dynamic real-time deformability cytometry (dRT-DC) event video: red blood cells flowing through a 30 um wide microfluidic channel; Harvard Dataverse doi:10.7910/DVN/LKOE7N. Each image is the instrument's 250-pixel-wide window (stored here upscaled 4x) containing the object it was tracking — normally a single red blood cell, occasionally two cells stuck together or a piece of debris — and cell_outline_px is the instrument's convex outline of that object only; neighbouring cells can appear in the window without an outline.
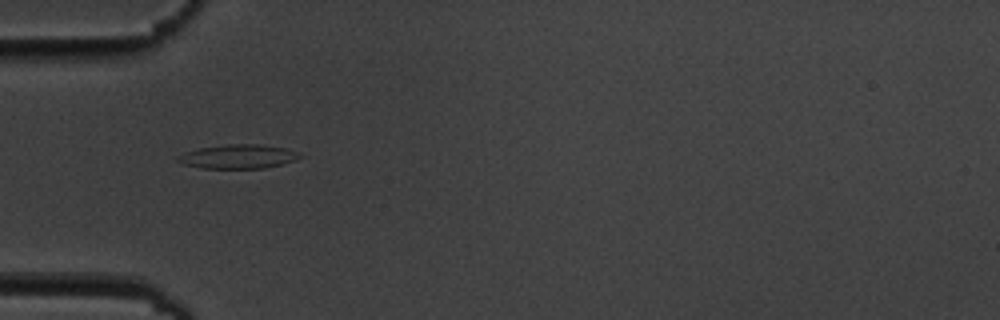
{"species": "common noctule bat (a hibernating species)", "species_latin": "Nyctalus noctula", "temperature_condition": "cold", "stored_images_in_passage": 2, "camera_frame_rate_fps": 3000, "um_per_image_px": 0.085, "animal": {"sex": "male", "body_mass_g": 19.5, "forearm_length_mm": 54.6}, "frame": {"image": 1, "passage_image": 1, "time_ms": 0.0, "image_size_px": [1000, 320], "cell_outline_px": [[300, 156], [296, 160], [264, 168], [200, 168], [184, 164], [176, 160], [176, 156], [184, 152], [200, 148], [228, 144], [256, 144], [284, 148], [296, 152]], "centroid_in_image_um": [20.17, 13.31], "position_along_channel_um": 64.8, "area_um2": 16.82}}
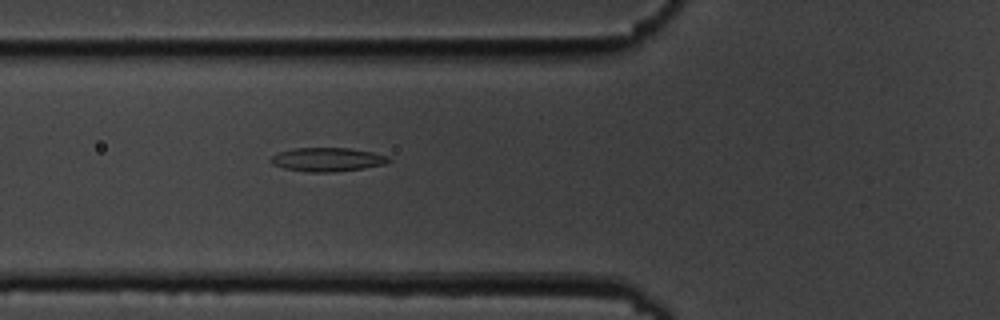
{"frame": {"image": 2, "passage_image": 2, "time_ms": 1.0, "image_size_px": [1000, 320], "cell_outline_px": [[392, 160], [384, 164], [364, 168], [332, 172], [308, 172], [284, 168], [272, 164], [268, 160], [272, 156], [280, 152], [292, 148], [348, 148], [372, 152], [388, 156]], "centroid_in_image_um": [27.81, 13.56], "position_along_channel_um": 98.0, "area_um2": 16.3}}